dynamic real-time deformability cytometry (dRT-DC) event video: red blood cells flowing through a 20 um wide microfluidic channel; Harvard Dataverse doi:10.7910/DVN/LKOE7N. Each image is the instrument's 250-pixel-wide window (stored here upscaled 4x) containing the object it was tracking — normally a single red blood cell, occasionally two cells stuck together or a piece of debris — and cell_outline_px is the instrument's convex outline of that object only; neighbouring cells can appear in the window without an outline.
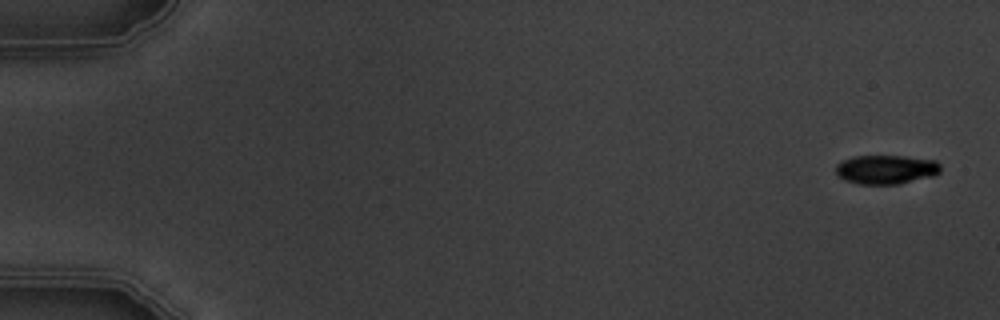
{"species": "common noctule bat (a hibernating species)", "species_latin": "Nyctalus noctula", "temperature_condition": "warm", "stored_images_in_passage": 6, "camera_frame_rate_fps": 3000, "um_per_image_px": 0.085, "animal": {"sex": "male", "body_mass_g": 19.5, "forearm_length_mm": 54.6}, "frame": {"image": 1, "passage_image": 1, "time_ms": 0.0, "image_size_px": [1000, 320], "cell_outline_px": [[940, 172], [936, 176], [900, 184], [860, 184], [844, 180], [836, 176], [836, 164], [852, 156], [904, 156], [936, 160], [940, 164]], "centroid_in_image_um": [75.34, 14.41], "position_along_channel_um": 9.7, "area_um2": 18.03}}